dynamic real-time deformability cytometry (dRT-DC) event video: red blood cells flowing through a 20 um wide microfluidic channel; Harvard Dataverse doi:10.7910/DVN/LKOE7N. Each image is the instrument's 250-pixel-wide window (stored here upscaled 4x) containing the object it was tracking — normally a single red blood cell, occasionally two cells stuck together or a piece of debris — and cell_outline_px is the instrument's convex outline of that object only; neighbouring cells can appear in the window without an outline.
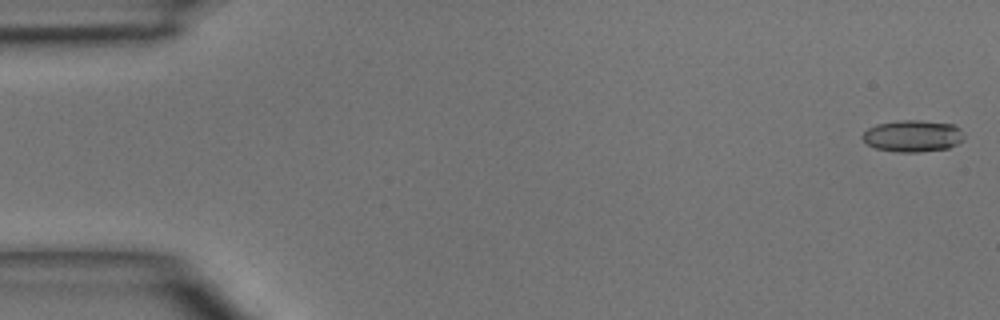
{"species": "common noctule bat (a hibernating species)", "species_latin": "Nyctalus noctula", "temperature_condition": "room temperature", "stored_images_in_passage": 7, "camera_frame_rate_fps": 3000, "um_per_image_px": 0.085, "animal": {"sex": "male", "body_mass_g": 15.6}, "frame": {"image": 1, "passage_image": 1, "time_ms": 0.0, "image_size_px": [1000, 320], "cell_outline_px": [[964, 140], [948, 148], [920, 152], [896, 152], [876, 148], [868, 144], [860, 136], [868, 128], [876, 124], [900, 120], [920, 120], [952, 124], [960, 128], [964, 136]], "centroid_in_image_um": [77.58, 11.55], "position_along_channel_um": 7.4, "area_um2": 18.84}}
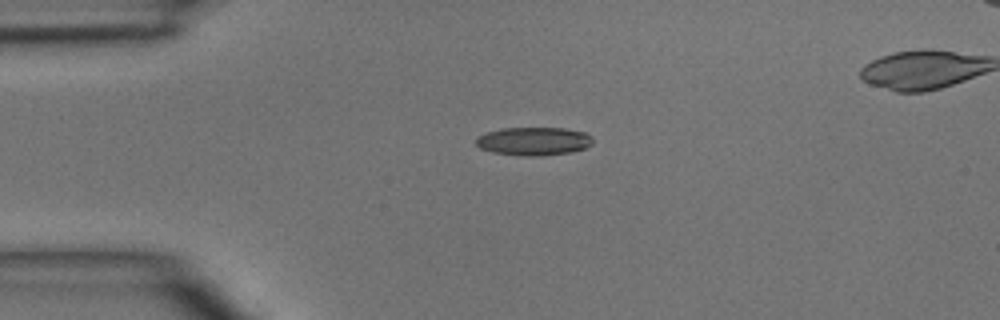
{"frame": {"image": 2, "passage_image": 4, "time_ms": 3.333, "image_size_px": [1000, 320], "cell_outline_px": [[592, 144], [584, 148], [572, 152], [540, 156], [520, 156], [492, 152], [480, 148], [476, 144], [476, 136], [500, 128], [564, 128], [584, 132], [592, 136]], "centroid_in_image_um": [45.35, 12.01], "position_along_channel_um": 39.7, "area_um2": 19.36}}
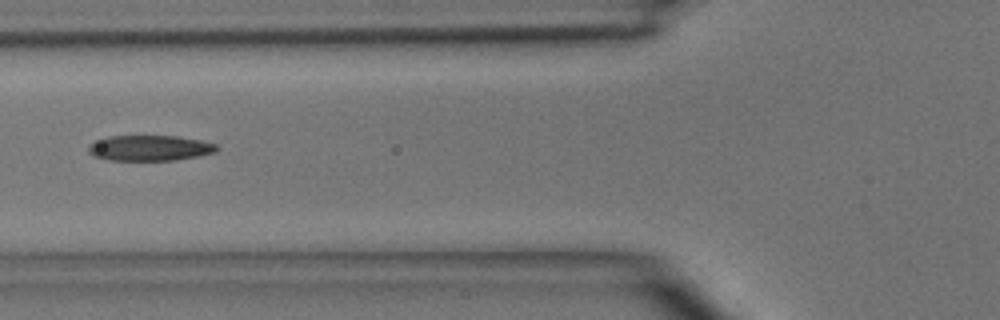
{"frame": {"image": 3, "passage_image": 6, "time_ms": 5.667, "image_size_px": [1000, 320], "cell_outline_px": [[220, 148], [216, 152], [200, 156], [176, 160], [108, 160], [92, 156], [88, 152], [88, 144], [96, 140], [108, 136], [176, 136], [200, 140], [216, 144]], "centroid_in_image_um": [12.72, 12.58], "position_along_channel_um": 113.1, "area_um2": 19.31}}